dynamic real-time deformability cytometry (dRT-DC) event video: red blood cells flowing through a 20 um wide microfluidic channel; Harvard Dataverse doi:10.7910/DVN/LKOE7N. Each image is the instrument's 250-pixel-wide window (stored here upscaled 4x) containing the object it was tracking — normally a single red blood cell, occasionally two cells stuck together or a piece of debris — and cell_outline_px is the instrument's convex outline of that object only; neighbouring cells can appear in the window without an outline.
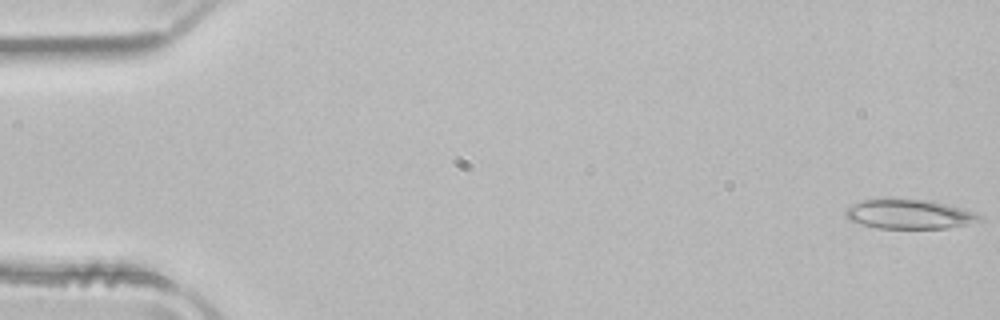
{"species": "common noctule bat (a hibernating species)", "species_latin": "Nyctalus noctula", "temperature_condition": "room temperature", "stored_images_in_passage": 51, "camera_frame_rate_fps": 3000, "um_per_image_px": 0.085, "animal": {"sex": "male", "body_mass_g": 21.5, "forearm_length_mm": 52.0}, "frame": {"image": 1, "passage_image": 1, "time_ms": 0.0, "image_size_px": [1000, 320], "cell_outline_px": [[984, 220], [968, 224], [948, 228], [876, 228], [848, 220], [844, 216], [844, 212], [852, 204], [864, 200], [924, 200], [964, 208], [976, 212], [984, 216]], "centroid_in_image_um": [77.33, 18.23], "position_along_channel_um": 7.7, "area_um2": 22.77}}
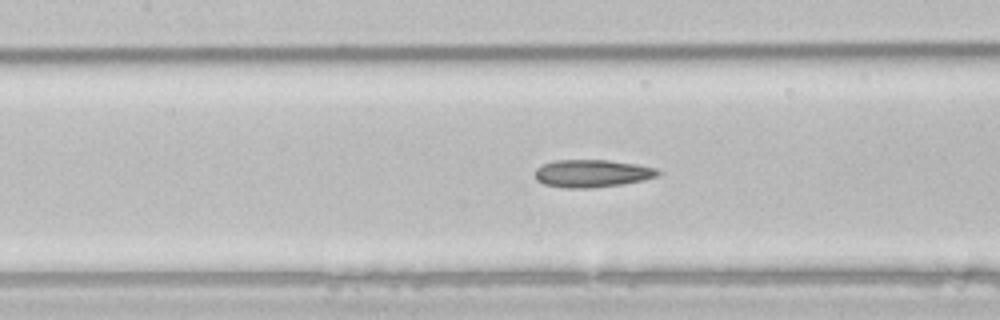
{"frame": {"image": 2, "passage_image": 23, "time_ms": 7.333, "image_size_px": [1000, 320], "cell_outline_px": [[664, 172], [660, 176], [644, 180], [620, 184], [592, 188], [564, 188], [544, 184], [536, 180], [536, 168], [544, 164], [556, 160], [608, 160], [636, 164], [656, 168]], "centroid_in_image_um": [50.38, 14.74], "position_along_channel_um": 157.0, "area_um2": 19.88}}
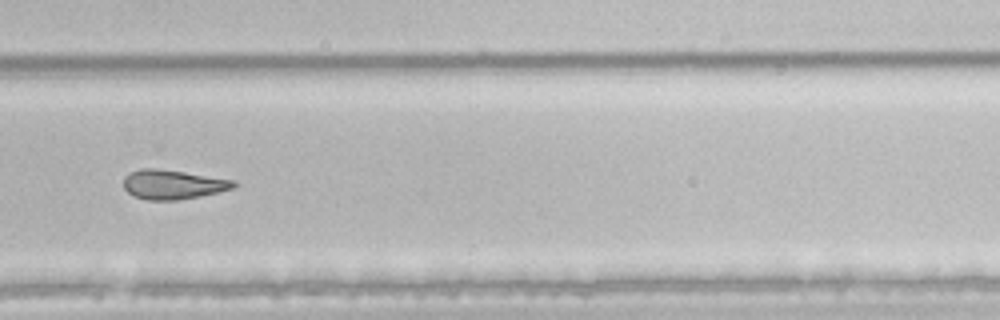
{"frame": {"image": 3, "passage_image": 35, "time_ms": 11.333, "image_size_px": [1000, 320], "cell_outline_px": [[236, 184], [232, 188], [220, 192], [200, 196], [176, 200], [148, 200], [132, 196], [124, 188], [124, 176], [140, 168], [152, 168], [184, 172], [236, 180]], "centroid_in_image_um": [14.69, 15.68], "position_along_channel_um": 315.1, "area_um2": 18.79}, "authors_computed_cell_mechanics": {"area_um2": 21.5594, "velocity_mm_per_s": 3.9718, "shape_relaxation_time_tau1_ms": null, "shape_relaxation_time_tau2_ms": 7.7165, "deformation_change_tau1": null, "deformation_change_tau2": 0.1739}}